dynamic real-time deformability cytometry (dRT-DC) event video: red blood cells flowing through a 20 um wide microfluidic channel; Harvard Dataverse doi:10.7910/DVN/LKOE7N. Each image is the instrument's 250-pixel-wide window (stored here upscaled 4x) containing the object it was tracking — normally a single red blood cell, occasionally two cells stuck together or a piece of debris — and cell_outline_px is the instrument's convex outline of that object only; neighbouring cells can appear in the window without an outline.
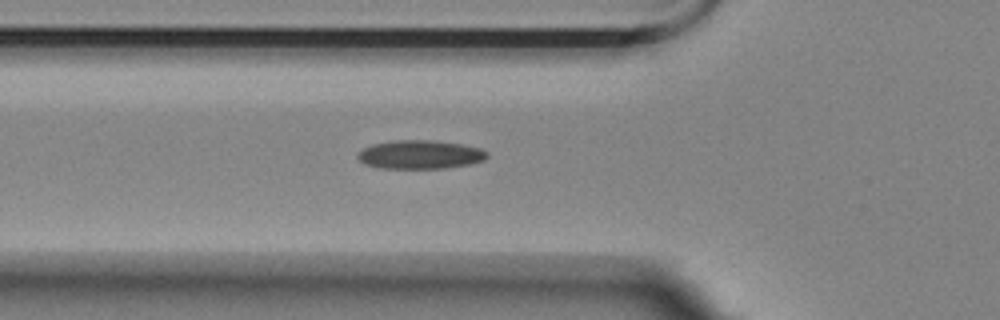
{"species": "Egyptian fruit bat (a non-hibernating species)", "species_latin": "Rousettus aegyptiacus", "temperature_condition": "room temperature", "stored_images_in_passage": 32, "camera_frame_rate_fps": 3000, "um_per_image_px": 0.085, "animal": {"sex": "female"}, "frame": {"image": 1, "passage_image": 2, "time_ms": 0.333, "image_size_px": [1000, 320], "cell_outline_px": [[488, 156], [484, 160], [468, 164], [444, 168], [380, 168], [364, 164], [356, 156], [364, 148], [372, 144], [396, 140], [432, 140], [460, 144], [480, 148], [488, 152]], "centroid_in_image_um": [35.7, 13.14], "position_along_channel_um": 90.1, "area_um2": 21.44}}
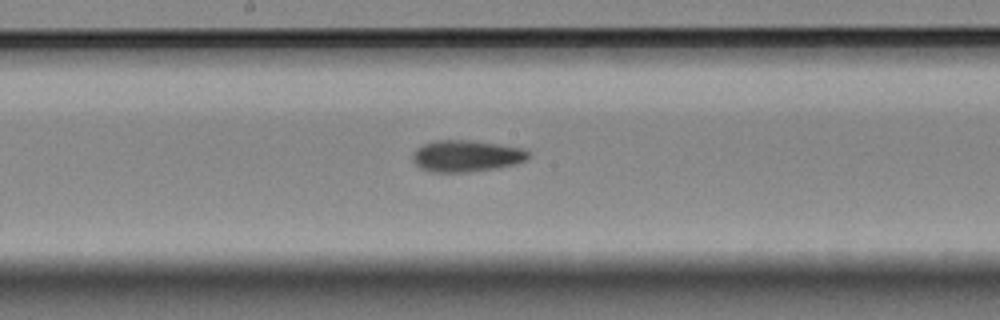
{"frame": {"image": 2, "passage_image": 12, "time_ms": 3.667, "image_size_px": [1000, 320], "cell_outline_px": [[532, 156], [528, 160], [516, 164], [468, 172], [428, 172], [420, 168], [412, 160], [412, 156], [416, 148], [424, 144], [436, 140], [472, 140], [500, 144], [524, 148]], "centroid_in_image_um": [39.65, 13.25], "position_along_channel_um": 208.5, "area_um2": 21.5}}
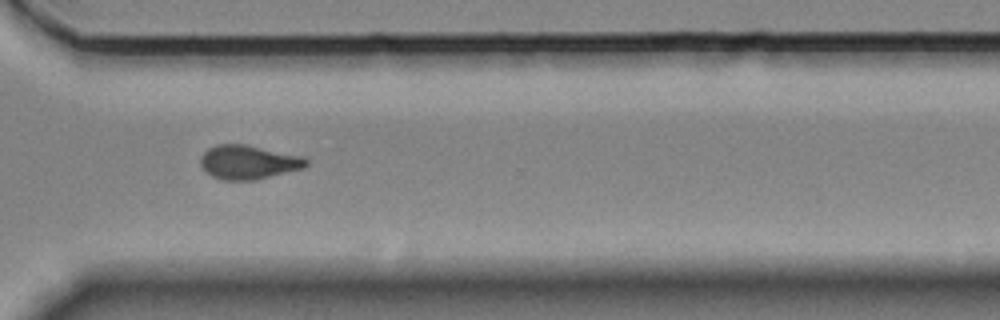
{"frame": {"image": 3, "passage_image": 24, "time_ms": 7.667, "image_size_px": [1000, 320], "cell_outline_px": [[308, 164], [304, 168], [256, 180], [220, 180], [212, 176], [200, 164], [200, 156], [208, 148], [216, 144], [244, 144], [304, 156], [308, 160]], "centroid_in_image_um": [21.12, 13.78], "position_along_channel_um": 349.5, "area_um2": 21.04}}